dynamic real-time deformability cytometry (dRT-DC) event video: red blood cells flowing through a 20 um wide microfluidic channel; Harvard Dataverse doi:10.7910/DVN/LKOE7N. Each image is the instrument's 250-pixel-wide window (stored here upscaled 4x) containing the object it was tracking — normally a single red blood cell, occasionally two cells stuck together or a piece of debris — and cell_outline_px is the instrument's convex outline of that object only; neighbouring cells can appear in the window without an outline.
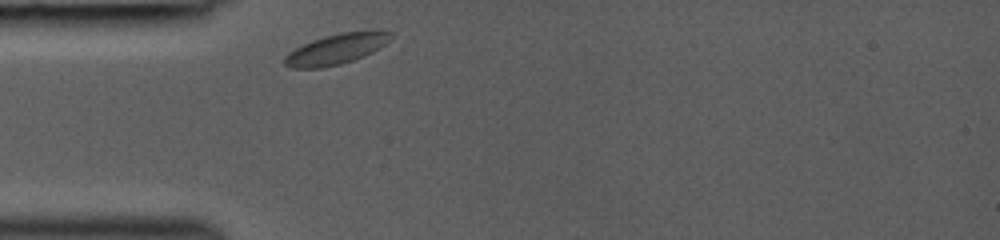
{"species": "common noctule bat (a hibernating species)", "species_latin": "Nyctalus noctula", "temperature_condition": "room temperature", "stored_images_in_passage": 27, "camera_frame_rate_fps": 3000, "um_per_image_px": 0.085, "animal": {"sex": "female", "body_mass_g": 19.0, "forearm_length_mm": 53.3}, "frame": {"image": 1, "passage_image": 1, "time_ms": 0.0, "image_size_px": [1000, 240], "cell_outline_px": [[392, 36], [384, 44], [372, 52], [364, 56], [340, 64], [324, 68], [292, 68], [284, 64], [284, 56], [288, 52], [312, 40], [324, 36], [344, 32], [392, 32]], "centroid_in_image_um": [28.5, 4.2], "position_along_channel_um": 56.5, "area_um2": 18.32}}
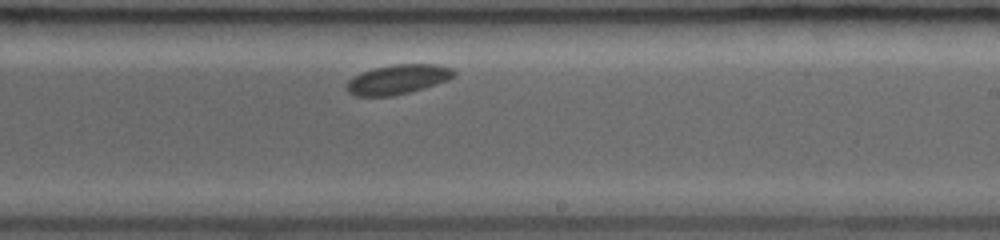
{"frame": {"image": 2, "passage_image": 16, "time_ms": 5.0, "image_size_px": [1000, 240], "cell_outline_px": [[456, 76], [448, 80], [424, 88], [392, 96], [356, 96], [348, 92], [348, 80], [352, 76], [360, 72], [376, 68], [396, 64], [436, 64], [452, 68], [456, 72]], "centroid_in_image_um": [33.84, 6.74], "position_along_channel_um": 255.2, "area_um2": 18.44}}
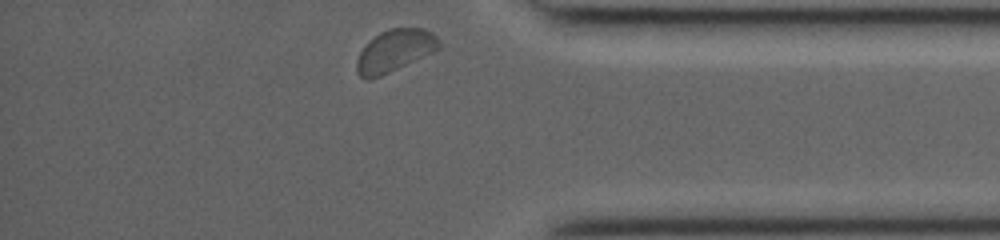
{"frame": {"image": 3, "passage_image": 27, "time_ms": 8.667, "image_size_px": [1000, 240], "cell_outline_px": [[440, 48], [436, 52], [380, 76], [368, 80], [360, 76], [356, 72], [356, 60], [360, 52], [368, 40], [380, 32], [388, 28], [424, 28], [432, 32], [436, 36], [440, 44]], "centroid_in_image_um": [33.55, 4.3], "position_along_channel_um": 401.6, "area_um2": 20.46}}